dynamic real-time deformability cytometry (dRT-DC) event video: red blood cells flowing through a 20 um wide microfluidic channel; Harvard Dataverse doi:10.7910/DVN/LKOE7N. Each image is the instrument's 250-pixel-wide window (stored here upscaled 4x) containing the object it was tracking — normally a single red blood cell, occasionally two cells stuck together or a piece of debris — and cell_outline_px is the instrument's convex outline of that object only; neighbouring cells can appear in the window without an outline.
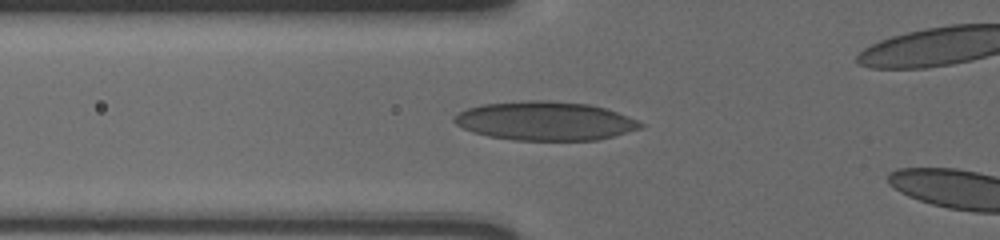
{"species": "human", "species_latin": "Homo sapiens", "temperature_condition": "cold", "stored_images_in_passage": 17, "camera_frame_rate_fps": 3000, "um_per_image_px": 0.085, "donor": {"sex": "male"}, "frame": {"image": 1, "passage_image": 15, "time_ms": 4.667, "image_size_px": [1000, 240], "cell_outline_px": [[644, 124], [640, 128], [612, 136], [596, 140], [512, 140], [488, 136], [472, 132], [456, 124], [452, 120], [460, 112], [468, 108], [484, 104], [532, 100], [548, 100], [588, 104], [604, 108], [616, 112], [636, 120]], "centroid_in_image_um": [46.31, 10.28], "position_along_channel_um": 79.5, "area_um2": 41.67}}